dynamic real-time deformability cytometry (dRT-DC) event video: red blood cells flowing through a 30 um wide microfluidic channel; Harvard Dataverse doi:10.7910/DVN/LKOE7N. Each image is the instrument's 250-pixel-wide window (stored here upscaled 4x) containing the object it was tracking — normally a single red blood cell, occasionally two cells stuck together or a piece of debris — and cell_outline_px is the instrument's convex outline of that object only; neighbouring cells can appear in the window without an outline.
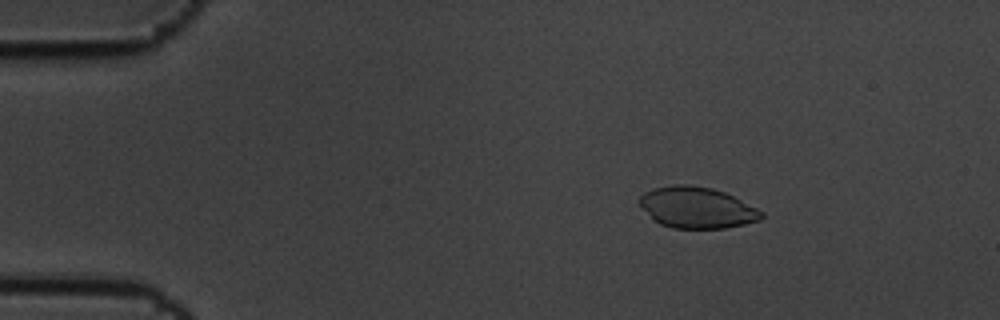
{"species": "common noctule bat (a hibernating species)", "species_latin": "Nyctalus noctula", "temperature_condition": "cold", "stored_images_in_passage": 54, "camera_frame_rate_fps": 3000, "um_per_image_px": 0.085, "animal": {"sex": "male", "body_mass_g": 19.5, "forearm_length_mm": 54.6}, "frame": {"image": 1, "passage_image": 5, "time_ms": 1.333, "image_size_px": [1000, 320], "cell_outline_px": [[764, 216], [760, 220], [744, 224], [724, 228], [672, 228], [660, 224], [652, 220], [640, 208], [640, 196], [644, 192], [652, 188], [676, 184], [692, 184], [712, 188], [724, 192], [764, 212]], "centroid_in_image_um": [59.19, 17.64], "position_along_channel_um": 25.8, "area_um2": 29.42}}
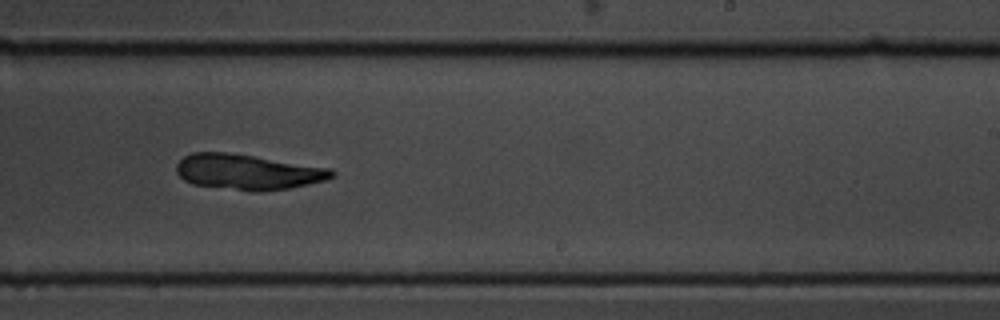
{"frame": {"image": 2, "passage_image": 32, "time_ms": 10.333, "image_size_px": [1000, 320], "cell_outline_px": [[336, 176], [324, 180], [308, 184], [288, 188], [260, 192], [256, 192], [192, 184], [184, 180], [176, 172], [176, 164], [184, 156], [192, 152], [228, 152], [332, 168], [336, 172]], "centroid_in_image_um": [21.06, 14.61], "position_along_channel_um": 267.9, "area_um2": 32.14}}
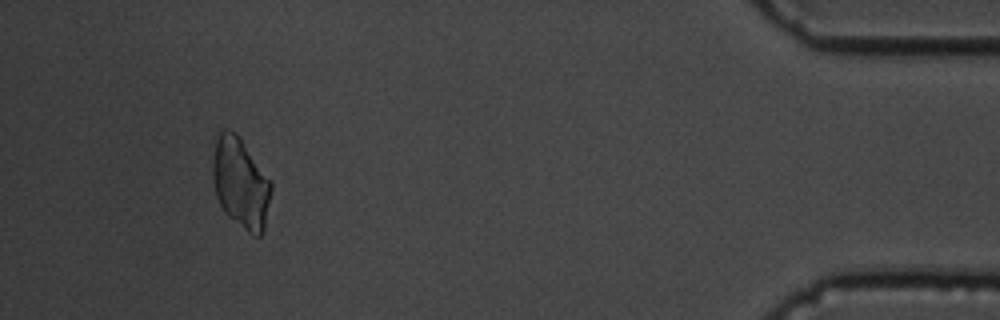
{"frame": {"image": 3, "passage_image": 50, "time_ms": 16.333, "image_size_px": [1000, 320], "cell_outline_px": [[272, 188], [264, 232], [260, 236], [256, 236], [248, 232], [228, 216], [224, 212], [216, 196], [212, 176], [212, 168], [216, 136], [224, 128], [228, 128], [236, 132], [240, 136], [272, 180]], "centroid_in_image_um": [20.47, 15.53], "position_along_channel_um": 414.7, "area_um2": 31.33}}